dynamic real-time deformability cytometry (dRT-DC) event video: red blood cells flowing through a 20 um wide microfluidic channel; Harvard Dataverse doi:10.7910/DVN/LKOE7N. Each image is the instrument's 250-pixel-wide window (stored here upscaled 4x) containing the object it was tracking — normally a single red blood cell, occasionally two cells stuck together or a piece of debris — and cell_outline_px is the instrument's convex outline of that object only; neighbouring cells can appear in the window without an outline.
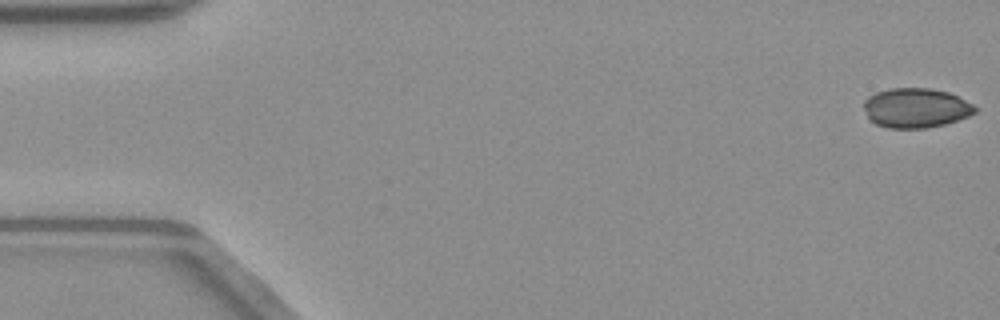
{"species": "common noctule bat (a hibernating species)", "species_latin": "Nyctalus noctula", "temperature_condition": "warm", "stored_images_in_passage": 51, "camera_frame_rate_fps": 3000, "um_per_image_px": 0.085, "animal": {"sex": "male", "body_mass_g": 23.1, "forearm_length_mm": 52.7}, "frame": {"image": 1, "passage_image": 1, "time_ms": 0.0, "image_size_px": [1000, 320], "cell_outline_px": [[976, 112], [968, 116], [944, 124], [928, 128], [888, 128], [876, 124], [868, 120], [864, 108], [864, 100], [868, 96], [876, 92], [888, 88], [932, 88], [948, 92], [972, 104], [976, 108]], "centroid_in_image_um": [77.8, 9.17], "position_along_channel_um": 7.2, "area_um2": 25.72}}
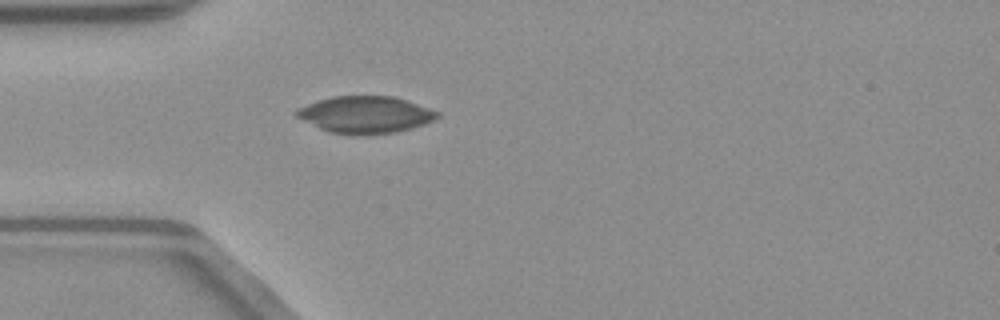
{"frame": {"image": 2, "passage_image": 15, "time_ms": 4.667, "image_size_px": [1000, 320], "cell_outline_px": [[440, 116], [436, 120], [412, 128], [396, 132], [364, 136], [328, 132], [296, 116], [292, 112], [308, 104], [332, 96], [392, 96], [440, 112]], "centroid_in_image_um": [31.08, 9.76], "position_along_channel_um": 53.9, "area_um2": 30.23}}
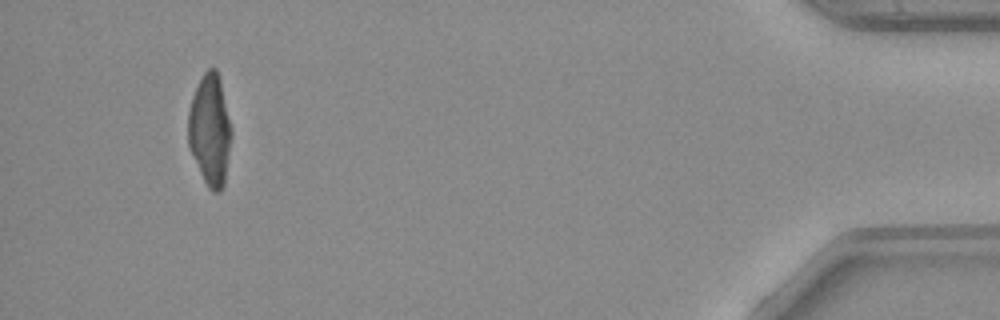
{"frame": {"image": 3, "passage_image": 48, "time_ms": 15.667, "image_size_px": [1000, 320], "cell_outline_px": [[232, 136], [224, 184], [220, 192], [212, 192], [208, 188], [188, 148], [188, 112], [192, 96], [204, 72], [208, 68], [216, 68], [220, 80], [232, 128]], "centroid_in_image_um": [17.85, 11.07], "position_along_channel_um": 417.4, "area_um2": 28.15}, "authors_computed_cell_mechanics": {"area_um2": 29.5358, "velocity_mm_per_s": 4.067, "shape_relaxation_time_tau1_ms": null, "shape_relaxation_time_tau2_ms": 3.7151, "deformation_change_tau1": null, "deformation_change_tau2": 0.0553}}